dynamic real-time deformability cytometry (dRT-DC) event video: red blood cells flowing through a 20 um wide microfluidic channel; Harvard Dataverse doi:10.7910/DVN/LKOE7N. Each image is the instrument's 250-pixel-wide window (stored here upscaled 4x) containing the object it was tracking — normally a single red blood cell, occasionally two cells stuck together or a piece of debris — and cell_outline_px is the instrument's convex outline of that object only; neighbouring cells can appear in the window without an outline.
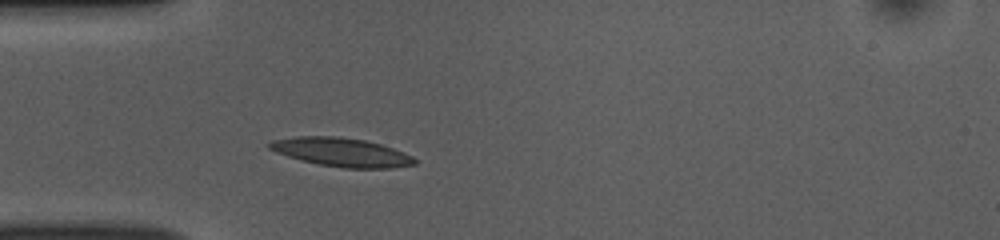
{"species": "common noctule bat (a hibernating species)", "species_latin": "Nyctalus noctula", "temperature_condition": "room temperature", "stored_images_in_passage": 30, "camera_frame_rate_fps": 3000, "um_per_image_px": 0.085, "animal": {"sex": "female", "body_mass_g": 10.0, "forearm_length_mm": 53.1}, "frame": {"image": 1, "passage_image": 5, "time_ms": 1.333, "image_size_px": [1000, 240], "cell_outline_px": [[416, 164], [392, 168], [344, 168], [320, 164], [288, 156], [276, 152], [268, 148], [264, 144], [272, 140], [296, 136], [336, 136], [364, 140], [380, 144], [404, 152], [412, 156], [416, 160]], "centroid_in_image_um": [29.0, 12.93], "position_along_channel_um": 56.0, "area_um2": 24.16}}
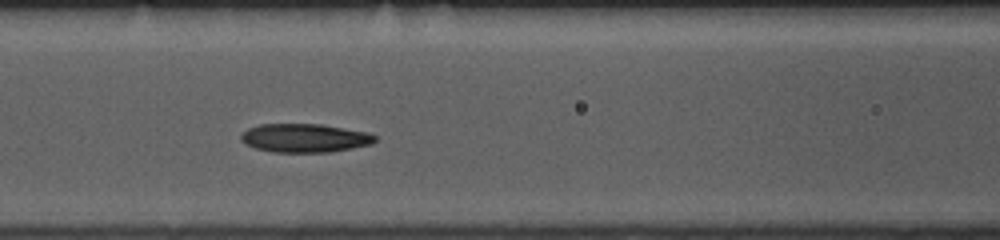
{"frame": {"image": 2, "passage_image": 12, "time_ms": 3.667, "image_size_px": [1000, 240], "cell_outline_px": [[376, 140], [372, 144], [352, 148], [328, 152], [276, 152], [256, 148], [244, 144], [240, 140], [240, 136], [248, 128], [260, 124], [320, 124], [372, 132], [376, 136]], "centroid_in_image_um": [25.93, 11.72], "position_along_channel_um": 140.7, "area_um2": 22.48}}
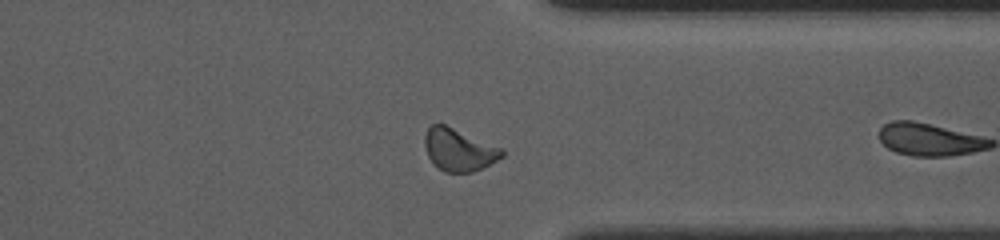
{"frame": {"image": 3, "passage_image": 27, "time_ms": 8.667, "image_size_px": [1000, 240], "cell_outline_px": [[504, 156], [472, 172], [444, 172], [432, 164], [428, 156], [424, 144], [424, 136], [428, 128], [432, 124], [444, 124], [504, 148]], "centroid_in_image_um": [38.99, 12.73], "position_along_channel_um": 372.4, "area_um2": 19.07}}